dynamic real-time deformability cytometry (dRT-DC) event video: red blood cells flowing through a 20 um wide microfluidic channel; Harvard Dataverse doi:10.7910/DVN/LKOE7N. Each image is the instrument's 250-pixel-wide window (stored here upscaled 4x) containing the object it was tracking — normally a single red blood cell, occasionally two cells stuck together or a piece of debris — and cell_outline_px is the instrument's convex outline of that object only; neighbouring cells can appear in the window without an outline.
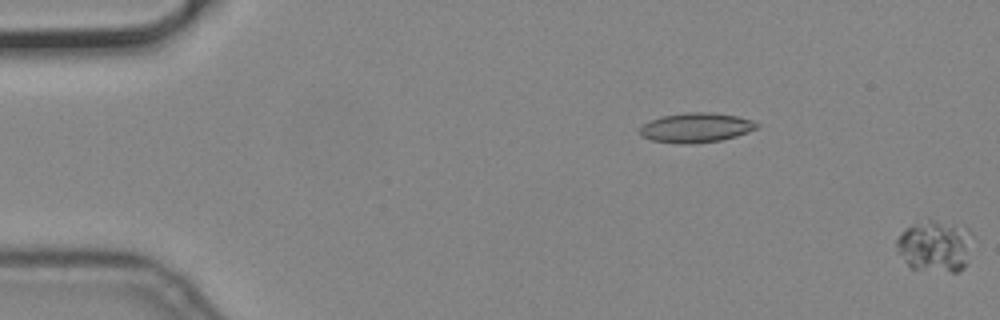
{"species": "common noctule bat (a hibernating species)", "species_latin": "Nyctalus noctula", "temperature_condition": "cold", "stored_images_in_passage": 9, "segment_of_instrument_passage": [2, 2], "camera_frame_rate_fps": 3000, "um_per_image_px": 0.085, "animal": {"sex": "male", "body_mass_g": 19.2, "forearm_length_mm": 51.8}, "frame": {"image": 1, "passage_image": 9, "time_ms": 2.667, "image_size_px": [1000, 320], "cell_outline_px": [[972, 236], [964, 268], [960, 272], [952, 272], [912, 268], [896, 252], [896, 240], [900, 232], [904, 228], [912, 224], [932, 220], [952, 224], [968, 228]], "centroid_in_image_um": [79.44, 20.91], "position_along_channel_um": 5.6, "area_um2": 22.66}}